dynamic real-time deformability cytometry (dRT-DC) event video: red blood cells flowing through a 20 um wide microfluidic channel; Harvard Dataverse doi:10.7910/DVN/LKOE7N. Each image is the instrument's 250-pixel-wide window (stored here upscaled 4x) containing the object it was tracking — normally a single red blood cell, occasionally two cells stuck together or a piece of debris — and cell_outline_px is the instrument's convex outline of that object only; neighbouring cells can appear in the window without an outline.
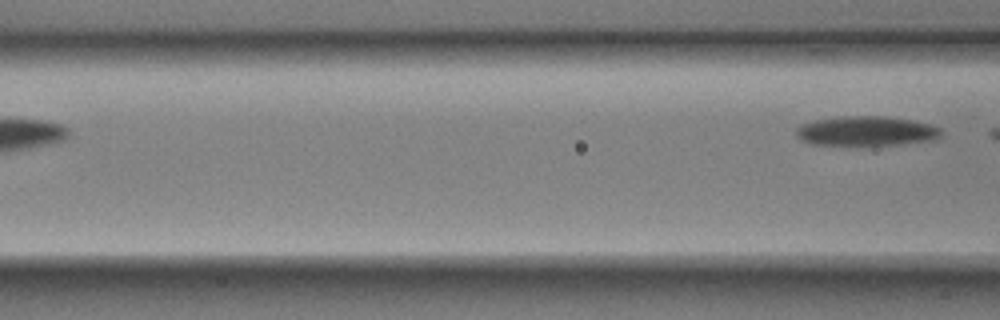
{"species": "Egyptian fruit bat (a non-hibernating species)", "species_latin": "Rousettus aegyptiacus", "temperature_condition": "room temperature", "stored_images_in_passage": 7, "segment_of_instrument_passage": [2, 2], "camera_frame_rate_fps": 3000, "um_per_image_px": 0.085, "animal": {"sex": "male"}, "frame": {"image": 1, "passage_image": 7, "time_ms": 2.0, "image_size_px": [1000, 320], "cell_outline_px": [[940, 136], [932, 140], [900, 144], [812, 144], [800, 140], [796, 136], [796, 128], [804, 124], [816, 120], [840, 116], [876, 116], [912, 120], [928, 124], [940, 128]], "centroid_in_image_um": [73.6, 11.13], "position_along_channel_um": 93.0, "area_um2": 24.45}}